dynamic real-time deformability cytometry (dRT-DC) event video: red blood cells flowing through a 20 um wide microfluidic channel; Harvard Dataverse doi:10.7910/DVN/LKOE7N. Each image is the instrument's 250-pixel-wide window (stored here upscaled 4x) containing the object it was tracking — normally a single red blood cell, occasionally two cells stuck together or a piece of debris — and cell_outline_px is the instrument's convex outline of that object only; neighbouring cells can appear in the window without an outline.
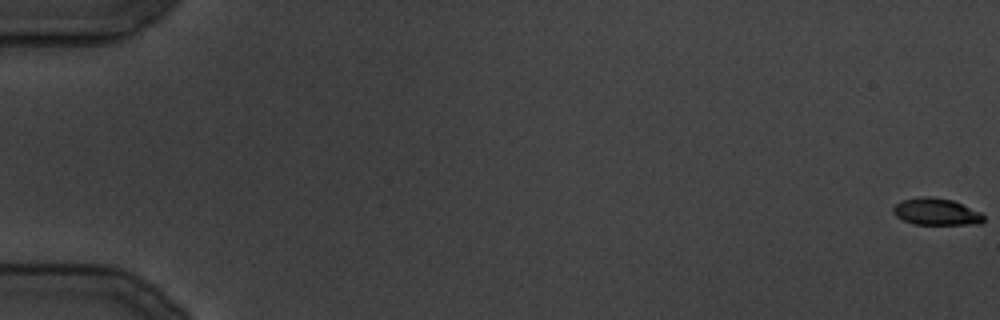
{"species": "common noctule bat (a hibernating species)", "species_latin": "Nyctalus noctula", "temperature_condition": "cold", "stored_images_in_passage": 35, "camera_frame_rate_fps": 3000, "um_per_image_px": 0.085, "animal": {"sex": "male", "body_mass_g": 19.5, "forearm_length_mm": 54.6}, "frame": {"image": 1, "passage_image": 1, "time_ms": 0.0, "image_size_px": [1000, 320], "cell_outline_px": [[984, 220], [980, 224], [916, 224], [904, 220], [896, 216], [892, 212], [892, 208], [900, 200], [924, 196], [932, 196], [952, 200], [980, 212], [984, 216]], "centroid_in_image_um": [79.56, 17.99], "position_along_channel_um": 5.4, "area_um2": 14.1}}
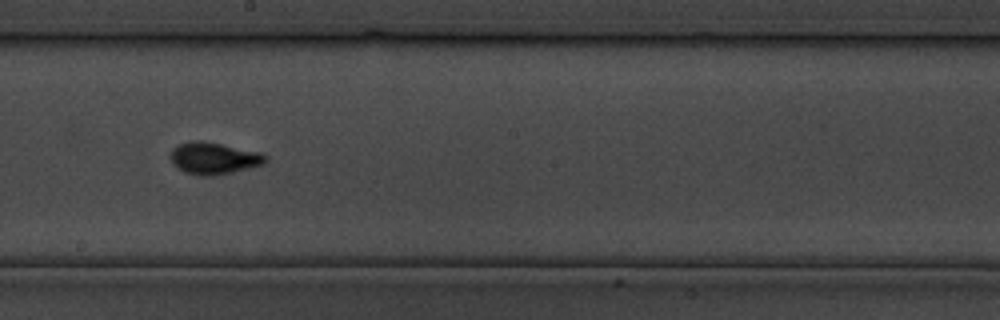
{"frame": {"image": 2, "passage_image": 21, "time_ms": 24.667, "image_size_px": [1000, 320], "cell_outline_px": [[268, 160], [264, 164], [232, 172], [212, 176], [200, 176], [184, 172], [176, 168], [172, 164], [168, 156], [172, 148], [180, 144], [192, 140], [200, 140], [260, 152], [268, 156]], "centroid_in_image_um": [18.13, 13.46], "position_along_channel_um": 230.1, "area_um2": 17.86}}
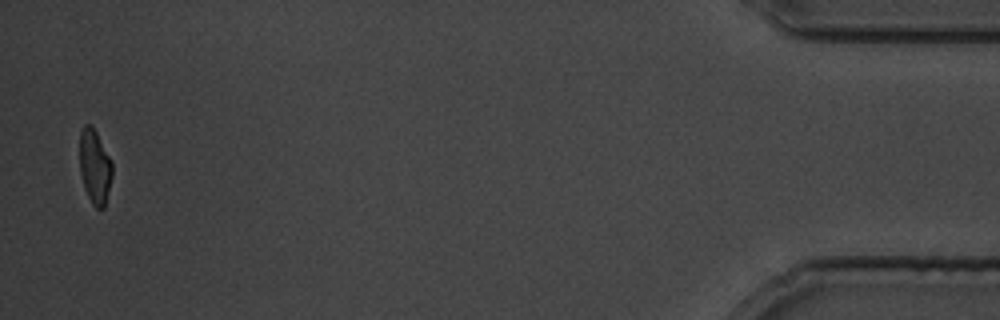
{"frame": {"image": 3, "passage_image": 35, "time_ms": 42.0, "image_size_px": [1000, 320], "cell_outline_px": [[112, 176], [104, 208], [96, 208], [92, 204], [84, 188], [80, 172], [80, 132], [84, 124], [92, 124], [112, 160]], "centroid_in_image_um": [8.06, 14.14], "position_along_channel_um": 427.1, "area_um2": 14.22}}